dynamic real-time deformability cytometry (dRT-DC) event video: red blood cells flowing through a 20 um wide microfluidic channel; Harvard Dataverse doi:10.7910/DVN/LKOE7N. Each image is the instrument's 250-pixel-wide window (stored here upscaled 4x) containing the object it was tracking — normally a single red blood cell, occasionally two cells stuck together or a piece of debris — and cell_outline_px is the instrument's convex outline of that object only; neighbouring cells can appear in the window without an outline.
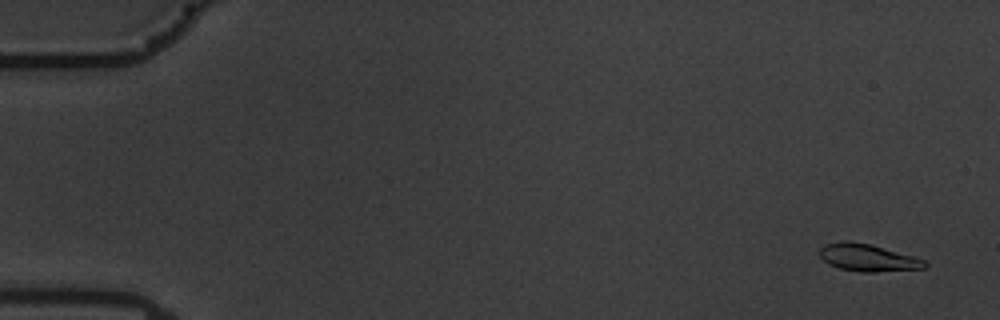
{"species": "common noctule bat (a hibernating species)", "species_latin": "Nyctalus noctula", "temperature_condition": "warm", "stored_images_in_passage": 59, "camera_frame_rate_fps": 3000, "um_per_image_px": 0.085, "animal": {"sex": "male", "body_mass_g": 19.5, "forearm_length_mm": 54.6}, "frame": {"image": 1, "passage_image": 3, "time_ms": 0.667, "image_size_px": [1000, 320], "cell_outline_px": [[928, 264], [924, 268], [876, 272], [860, 272], [840, 268], [828, 264], [820, 256], [820, 248], [824, 244], [840, 240], [848, 240], [872, 244], [912, 256], [924, 260]], "centroid_in_image_um": [73.72, 21.89], "position_along_channel_um": 11.3, "area_um2": 16.76}}
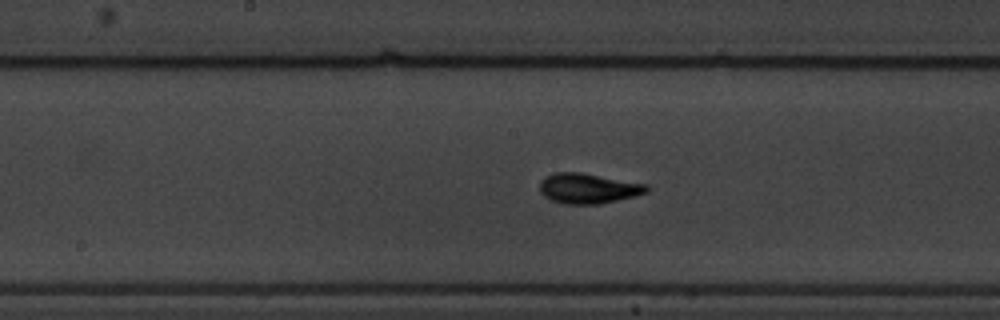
{"frame": {"image": 2, "passage_image": 31, "time_ms": 10.0, "image_size_px": [1000, 320], "cell_outline_px": [[648, 192], [636, 196], [600, 204], [564, 204], [552, 200], [544, 196], [540, 192], [540, 180], [544, 176], [556, 172], [580, 172], [648, 184]], "centroid_in_image_um": [49.99, 16.01], "position_along_channel_um": 198.2, "area_um2": 18.96}}
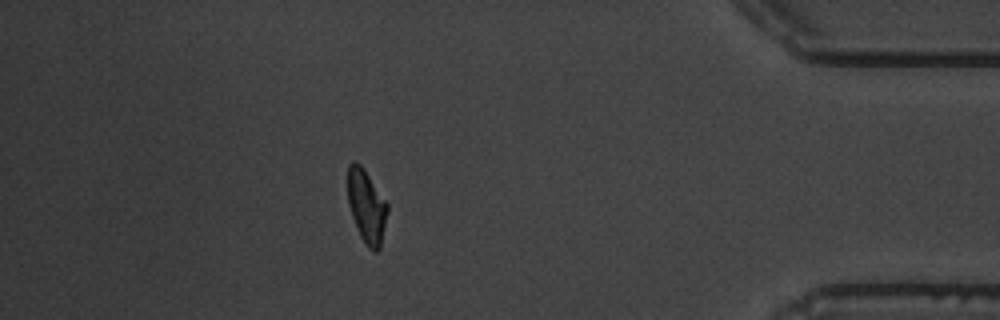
{"frame": {"image": 3, "passage_image": 52, "time_ms": 17.0, "image_size_px": [1000, 320], "cell_outline_px": [[388, 212], [380, 248], [376, 252], [372, 252], [368, 248], [360, 236], [356, 228], [348, 204], [348, 164], [352, 160], [356, 160], [360, 164], [388, 204]], "centroid_in_image_um": [31.15, 17.56], "position_along_channel_um": 404.0, "area_um2": 16.99}, "authors_computed_cell_mechanics": {"area_um2": 17.1088, "velocity_mm_per_s": 3.5185, "shape_relaxation_time_tau1_ms": 2.6997, "shape_relaxation_time_tau2_ms": 1.2498, "deformation_change_tau1": 0.1525, "deformation_change_tau2": 0.0568}}